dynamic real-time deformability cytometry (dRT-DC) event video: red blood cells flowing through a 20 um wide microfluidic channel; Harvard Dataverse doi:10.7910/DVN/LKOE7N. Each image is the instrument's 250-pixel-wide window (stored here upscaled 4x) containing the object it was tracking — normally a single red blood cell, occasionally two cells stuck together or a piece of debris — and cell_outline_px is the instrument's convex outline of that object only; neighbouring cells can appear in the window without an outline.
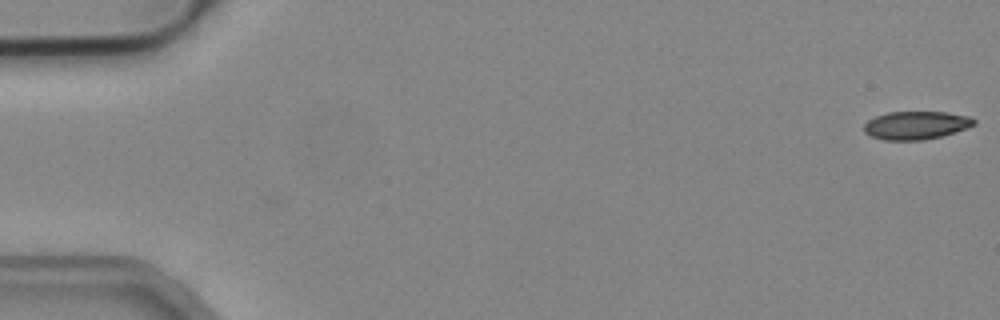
{"species": "common noctule bat (a hibernating species)", "species_latin": "Nyctalus noctula", "temperature_condition": "cold", "stored_images_in_passage": 53, "camera_frame_rate_fps": 3000, "um_per_image_px": 0.085, "animal": {"sex": "male", "body_mass_g": 19.2, "forearm_length_mm": 51.8}, "frame": {"image": 1, "passage_image": 1, "time_ms": 0.0, "image_size_px": [1000, 320], "cell_outline_px": [[976, 124], [968, 128], [940, 136], [924, 140], [884, 140], [872, 136], [864, 132], [864, 124], [868, 120], [876, 116], [888, 112], [944, 112], [972, 116], [976, 120]], "centroid_in_image_um": [77.89, 10.64], "position_along_channel_um": 7.1, "area_um2": 18.09}}
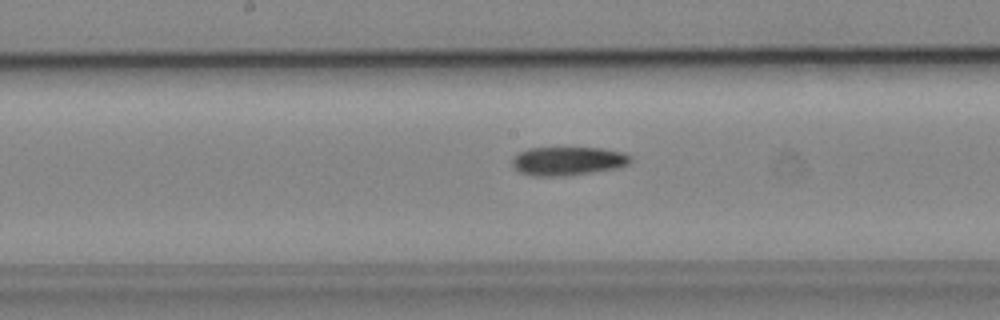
{"frame": {"image": 2, "passage_image": 27, "time_ms": 8.667, "image_size_px": [1000, 320], "cell_outline_px": [[632, 160], [628, 164], [620, 168], [564, 176], [532, 176], [520, 172], [512, 168], [512, 156], [528, 148], [600, 148], [624, 152], [632, 156]], "centroid_in_image_um": [48.27, 13.69], "position_along_channel_um": 199.9, "area_um2": 20.0}}
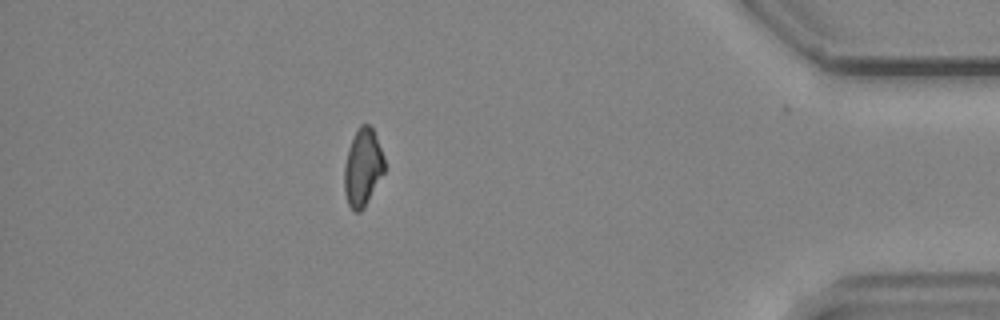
{"frame": {"image": 3, "passage_image": 46, "time_ms": 15.0, "image_size_px": [1000, 320], "cell_outline_px": [[384, 172], [364, 208], [360, 212], [352, 212], [348, 204], [344, 192], [344, 164], [348, 148], [360, 124], [368, 124], [372, 128], [376, 136], [384, 156]], "centroid_in_image_um": [30.82, 14.26], "position_along_channel_um": 404.4, "area_um2": 18.15}}